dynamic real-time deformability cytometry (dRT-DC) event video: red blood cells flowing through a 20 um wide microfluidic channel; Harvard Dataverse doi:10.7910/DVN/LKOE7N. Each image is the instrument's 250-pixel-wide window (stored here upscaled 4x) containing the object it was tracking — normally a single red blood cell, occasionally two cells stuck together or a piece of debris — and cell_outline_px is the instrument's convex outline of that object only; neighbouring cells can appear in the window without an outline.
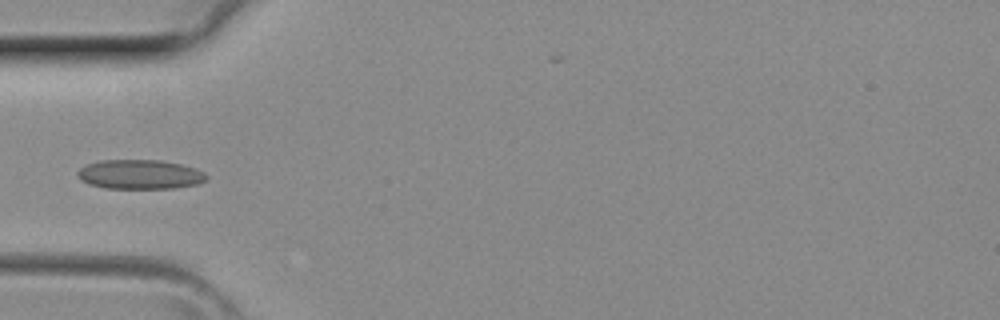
{"species": "common noctule bat (a hibernating species)", "species_latin": "Nyctalus noctula", "temperature_condition": "room temperature", "stored_images_in_passage": 3, "camera_frame_rate_fps": 3000, "um_per_image_px": 0.085, "animal": {"sex": "female", "body_mass_g": 29.2, "forearm_length_mm": 56.3}, "frame": {"image": 1, "passage_image": 3, "time_ms": 0.667, "image_size_px": [1000, 320], "cell_outline_px": [[208, 176], [204, 180], [196, 184], [172, 188], [104, 188], [88, 184], [80, 180], [76, 176], [76, 172], [80, 168], [88, 164], [100, 160], [160, 160], [180, 164], [196, 168], [204, 172]], "centroid_in_image_um": [11.85, 14.82], "position_along_channel_um": 73.2, "area_um2": 22.08}}